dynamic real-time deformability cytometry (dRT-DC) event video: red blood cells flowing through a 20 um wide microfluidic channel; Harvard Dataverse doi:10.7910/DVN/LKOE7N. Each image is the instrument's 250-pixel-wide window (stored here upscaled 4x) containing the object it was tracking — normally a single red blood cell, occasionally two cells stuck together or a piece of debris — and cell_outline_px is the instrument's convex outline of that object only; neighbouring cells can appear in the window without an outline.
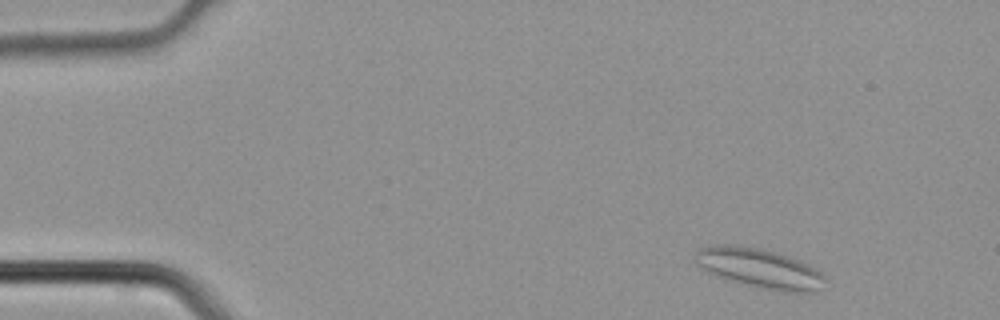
{"species": "common noctule bat (a hibernating species)", "species_latin": "Nyctalus noctula", "temperature_condition": "cold", "stored_images_in_passage": 3, "camera_frame_rate_fps": 3000, "um_per_image_px": 0.085, "animal": {"sex": "male", "body_mass_g": 21.5, "forearm_length_mm": 52.0}, "frame": {"image": 1, "passage_image": 1, "time_ms": 0.0, "image_size_px": [1000, 320], "cell_outline_px": [[828, 280], [816, 292], [784, 292], [744, 284], [728, 280], [708, 272], [696, 264], [692, 260], [692, 256], [700, 248], [712, 244], [732, 244], [760, 248], [776, 252], [800, 260], [816, 268]], "centroid_in_image_um": [64.54, 22.79], "position_along_channel_um": 20.5, "area_um2": 30.35}}